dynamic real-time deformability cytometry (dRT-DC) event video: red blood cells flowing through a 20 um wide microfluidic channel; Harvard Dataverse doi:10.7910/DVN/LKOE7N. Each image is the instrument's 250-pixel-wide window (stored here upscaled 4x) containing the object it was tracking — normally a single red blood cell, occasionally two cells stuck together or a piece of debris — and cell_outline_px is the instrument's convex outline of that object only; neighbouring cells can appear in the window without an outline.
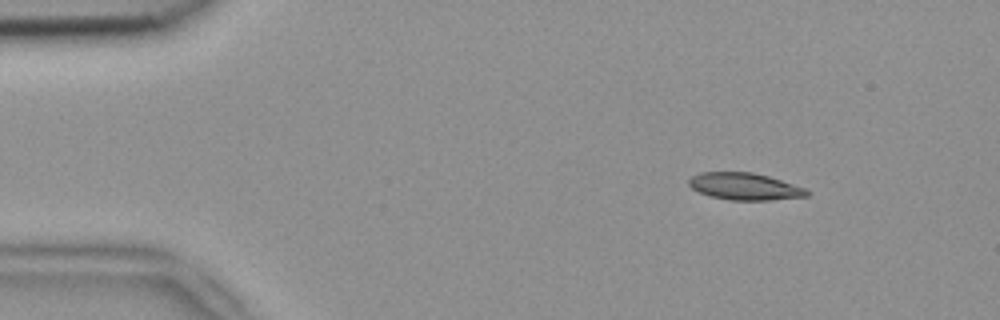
{"species": "common noctule bat (a hibernating species)", "species_latin": "Nyctalus noctula", "temperature_condition": "room temperature", "stored_images_in_passage": 3, "camera_frame_rate_fps": 3000, "um_per_image_px": 0.085, "animal": {"sex": "female", "body_mass_g": 18.4}, "frame": {"image": 1, "passage_image": 1, "time_ms": 0.0, "image_size_px": [1000, 320], "cell_outline_px": [[808, 196], [768, 200], [728, 200], [712, 196], [700, 192], [692, 188], [688, 184], [688, 180], [692, 176], [700, 172], [752, 172], [768, 176], [804, 188], [808, 192]], "centroid_in_image_um": [63.26, 15.84], "position_along_channel_um": 21.7, "area_um2": 18.32}}